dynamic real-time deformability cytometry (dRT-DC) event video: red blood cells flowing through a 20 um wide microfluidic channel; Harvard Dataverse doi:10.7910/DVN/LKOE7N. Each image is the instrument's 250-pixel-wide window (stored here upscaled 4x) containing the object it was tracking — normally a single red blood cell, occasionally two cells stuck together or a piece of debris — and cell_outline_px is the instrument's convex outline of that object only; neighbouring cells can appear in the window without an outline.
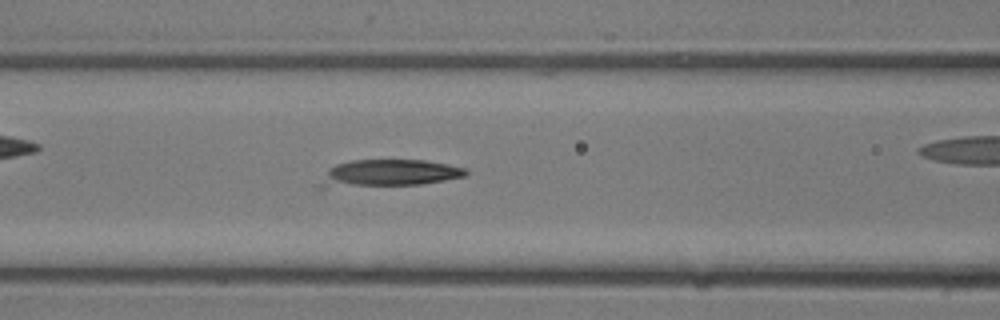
{"species": "common noctule bat (a hibernating species)", "species_latin": "Nyctalus noctula", "temperature_condition": "room temperature", "stored_images_in_passage": 18, "camera_frame_rate_fps": 3000, "um_per_image_px": 0.085, "animal": {"sex": "male", "body_mass_g": 13.3}, "frame": {"image": 1, "passage_image": 12, "time_ms": 3.667, "image_size_px": [1000, 320], "cell_outline_px": [[468, 176], [420, 184], [324, 188], [316, 188], [328, 168], [336, 164], [352, 160], [424, 160], [448, 164], [468, 168]], "centroid_in_image_um": [33.02, 14.73], "position_along_channel_um": 133.6, "area_um2": 23.24}}
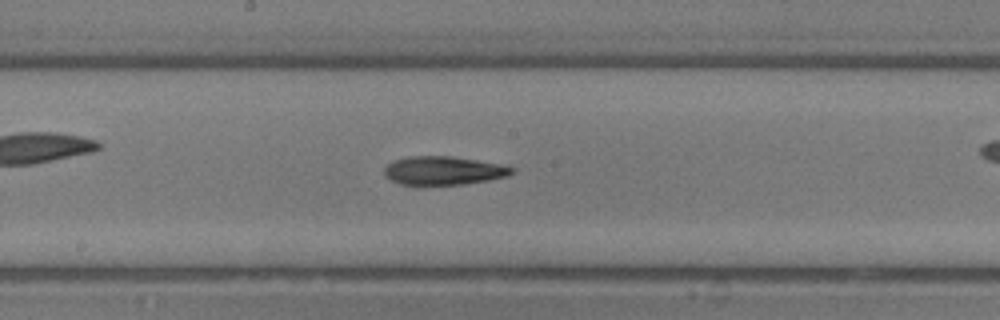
{"frame": {"image": 2, "passage_image": 15, "time_ms": 4.667, "image_size_px": [1000, 320], "cell_outline_px": [[516, 168], [508, 176], [488, 180], [464, 184], [416, 188], [400, 184], [384, 176], [384, 168], [392, 160], [408, 156], [452, 156], [508, 164]], "centroid_in_image_um": [37.69, 14.53], "position_along_channel_um": 210.5, "area_um2": 22.37}}